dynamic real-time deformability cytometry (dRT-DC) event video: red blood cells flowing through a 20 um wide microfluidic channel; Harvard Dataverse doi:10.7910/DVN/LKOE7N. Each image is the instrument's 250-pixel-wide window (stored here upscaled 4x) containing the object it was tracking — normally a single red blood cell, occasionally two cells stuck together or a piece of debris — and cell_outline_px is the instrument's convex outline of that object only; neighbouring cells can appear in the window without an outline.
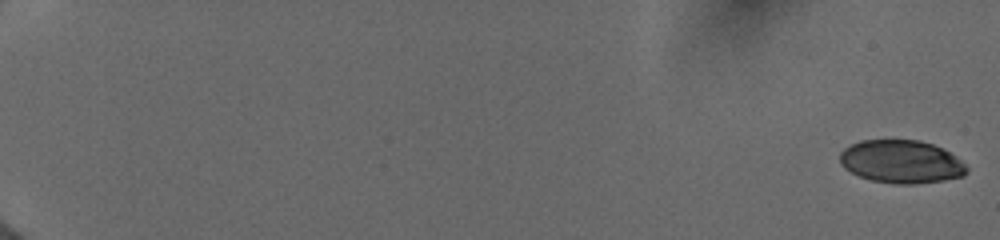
{"species": "human", "species_latin": "Homo sapiens", "temperature_condition": "cold", "stored_images_in_passage": 47, "camera_frame_rate_fps": 3000, "um_per_image_px": 0.085, "donor": {"sex": "female"}, "frame": {"image": 1, "passage_image": 1, "time_ms": 0.0, "image_size_px": [1000, 240], "cell_outline_px": [[968, 172], [964, 176], [944, 180], [916, 184], [892, 184], [872, 180], [860, 176], [844, 168], [840, 164], [840, 152], [844, 148], [860, 140], [920, 140], [944, 148], [956, 156], [968, 168]], "centroid_in_image_um": [76.63, 13.74], "position_along_channel_um": 8.4, "area_um2": 32.02}}
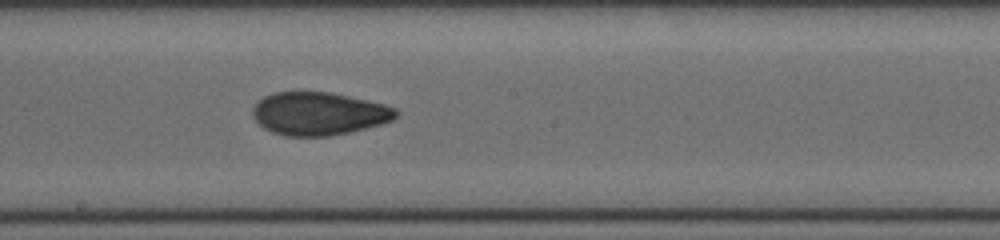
{"frame": {"image": 2, "passage_image": 27, "time_ms": 11.0, "image_size_px": [1000, 240], "cell_outline_px": [[400, 112], [392, 120], [380, 124], [348, 132], [328, 136], [288, 136], [272, 132], [264, 128], [252, 116], [252, 108], [264, 96], [272, 92], [332, 92], [384, 104], [396, 108]], "centroid_in_image_um": [27.09, 9.65], "position_along_channel_um": 221.1, "area_um2": 35.78}}
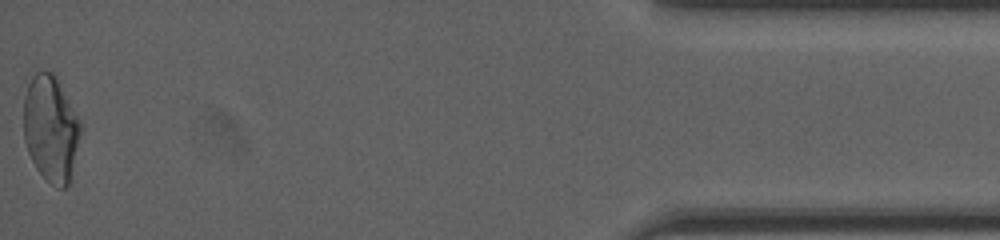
{"frame": {"image": 3, "passage_image": 47, "time_ms": 18.0, "image_size_px": [1000, 240], "cell_outline_px": [[80, 132], [68, 184], [64, 188], [60, 188], [52, 184], [36, 168], [28, 152], [24, 140], [24, 96], [28, 84], [32, 76], [36, 72], [52, 72], [56, 76], [80, 120]], "centroid_in_image_um": [4.29, 10.89], "position_along_channel_um": 430.9, "area_um2": 34.56}, "authors_computed_cell_mechanics": {"area_um2": 34.7956, "velocity_mm_per_s": 3.9997, "shape_relaxation_time_tau1_ms": 10.2996, "shape_relaxation_time_tau2_ms": 1.9905, "deformation_change_tau1": 0.201, "deformation_change_tau2": 0.0704}}